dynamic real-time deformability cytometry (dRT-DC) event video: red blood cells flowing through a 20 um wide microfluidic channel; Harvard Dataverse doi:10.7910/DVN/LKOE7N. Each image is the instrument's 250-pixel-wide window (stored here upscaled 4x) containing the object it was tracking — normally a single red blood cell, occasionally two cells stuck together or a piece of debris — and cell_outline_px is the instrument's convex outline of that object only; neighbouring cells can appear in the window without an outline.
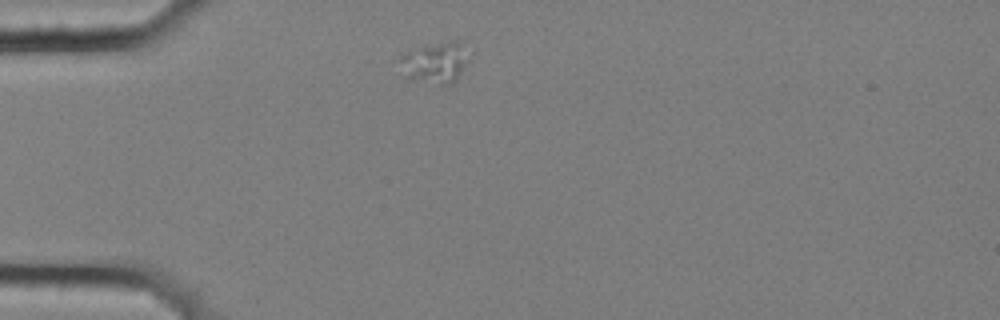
{"species": "common noctule bat (a hibernating species)", "species_latin": "Nyctalus noctula", "temperature_condition": "cold", "stored_images_in_passage": 7, "camera_frame_rate_fps": 3000, "um_per_image_px": 0.085, "animal": {"sex": "female", "body_mass_g": 25.1}, "frame": {"image": 1, "passage_image": 1, "time_ms": 0.0, "image_size_px": [1000, 320], "cell_outline_px": [[472, 52], [464, 68], [452, 84], [440, 84], [408, 76], [392, 60], [408, 52], [420, 48], [448, 40], [464, 40]], "centroid_in_image_um": [37.07, 5.24], "position_along_channel_um": 47.9, "area_um2": 16.7}}